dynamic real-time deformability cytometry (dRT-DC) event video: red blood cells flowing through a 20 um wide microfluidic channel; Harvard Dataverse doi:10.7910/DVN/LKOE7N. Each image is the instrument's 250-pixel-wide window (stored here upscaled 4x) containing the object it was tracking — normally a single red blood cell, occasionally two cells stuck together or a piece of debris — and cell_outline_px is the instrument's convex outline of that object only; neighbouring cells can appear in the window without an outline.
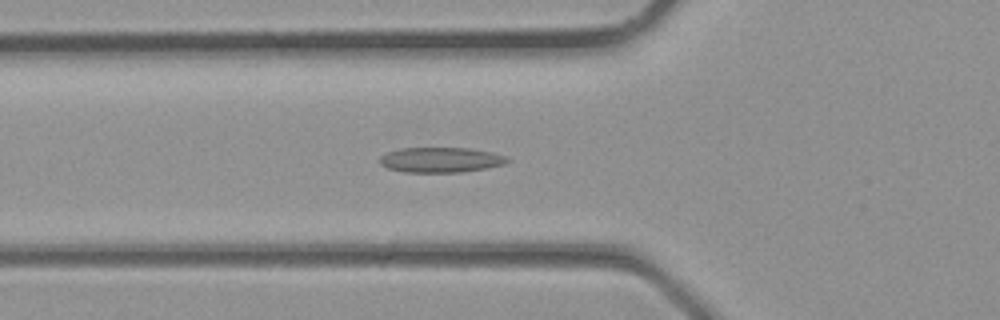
{"species": "common noctule bat (a hibernating species)", "species_latin": "Nyctalus noctula", "temperature_condition": "room temperature", "stored_images_in_passage": 26, "camera_frame_rate_fps": 3000, "um_per_image_px": 0.085, "animal": {"sex": "male", "body_mass_g": 23.1, "forearm_length_mm": 52.7}, "frame": {"image": 1, "passage_image": 8, "time_ms": 2.333, "image_size_px": [1000, 320], "cell_outline_px": [[512, 160], [504, 164], [488, 168], [460, 172], [404, 172], [388, 168], [380, 164], [380, 156], [388, 152], [400, 148], [468, 148], [492, 152], [504, 156]], "centroid_in_image_um": [37.47, 13.59], "position_along_channel_um": 88.3, "area_um2": 18.67}}
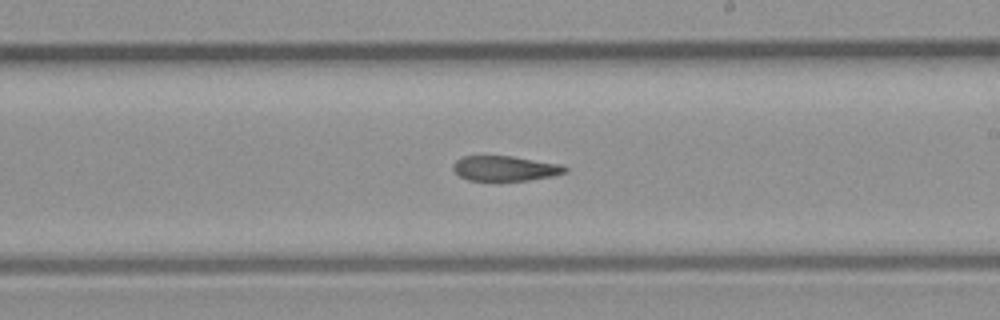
{"frame": {"image": 2, "passage_image": 16, "time_ms": 5.0, "image_size_px": [1000, 320], "cell_outline_px": [[568, 172], [552, 176], [528, 180], [468, 180], [460, 176], [452, 168], [452, 164], [456, 160], [464, 156], [512, 156], [564, 164], [568, 168]], "centroid_in_image_um": [42.98, 14.3], "position_along_channel_um": 246.0, "area_um2": 16.42}}
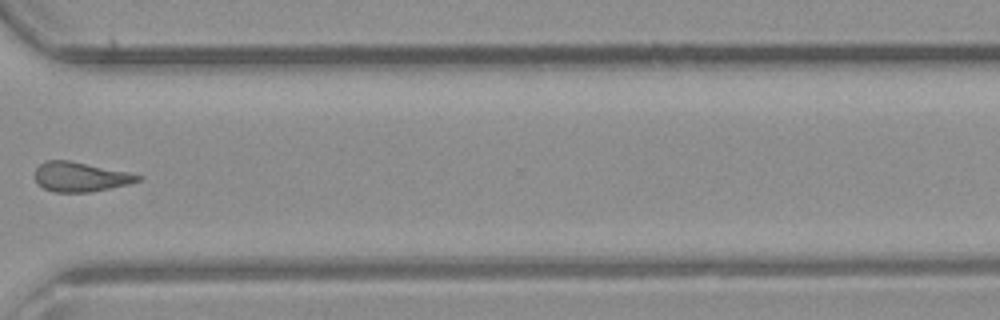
{"frame": {"image": 3, "passage_image": 22, "time_ms": 7.0, "image_size_px": [1000, 320], "cell_outline_px": [[140, 180], [128, 184], [88, 192], [56, 192], [44, 188], [36, 180], [36, 168], [44, 160], [68, 160], [124, 172], [140, 176]], "centroid_in_image_um": [6.76, 15.03], "position_along_channel_um": 363.8, "area_um2": 17.11}}